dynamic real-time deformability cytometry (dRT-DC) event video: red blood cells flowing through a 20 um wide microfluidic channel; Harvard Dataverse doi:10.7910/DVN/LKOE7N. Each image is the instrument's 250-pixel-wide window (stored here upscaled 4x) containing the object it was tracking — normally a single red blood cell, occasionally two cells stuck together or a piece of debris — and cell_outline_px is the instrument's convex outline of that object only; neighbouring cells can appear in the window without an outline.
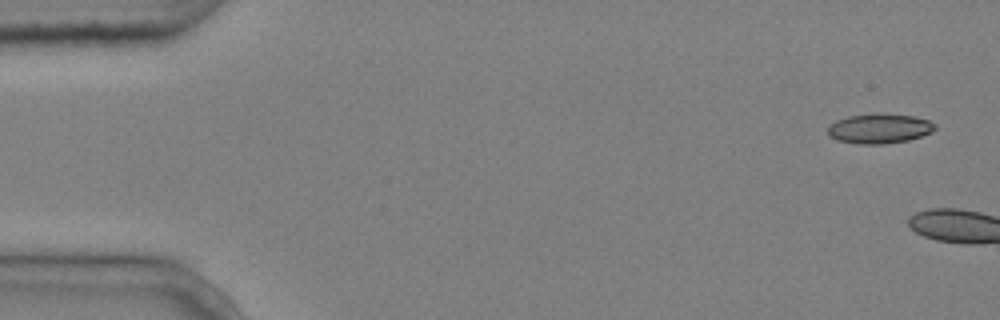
{"species": "common noctule bat (a hibernating species)", "species_latin": "Nyctalus noctula", "temperature_condition": "cold", "stored_images_in_passage": 2, "camera_frame_rate_fps": 3000, "um_per_image_px": 0.085, "animal": {"sex": "male", "body_mass_g": 20.4}, "frame": {"image": 1, "passage_image": 1, "time_ms": 0.0, "image_size_px": [1000, 320], "cell_outline_px": [[936, 128], [932, 132], [908, 140], [884, 144], [856, 144], [836, 140], [828, 136], [828, 124], [836, 120], [848, 116], [880, 112], [916, 116], [928, 120], [936, 124]], "centroid_in_image_um": [74.73, 10.91], "position_along_channel_um": 10.3, "area_um2": 19.02}}